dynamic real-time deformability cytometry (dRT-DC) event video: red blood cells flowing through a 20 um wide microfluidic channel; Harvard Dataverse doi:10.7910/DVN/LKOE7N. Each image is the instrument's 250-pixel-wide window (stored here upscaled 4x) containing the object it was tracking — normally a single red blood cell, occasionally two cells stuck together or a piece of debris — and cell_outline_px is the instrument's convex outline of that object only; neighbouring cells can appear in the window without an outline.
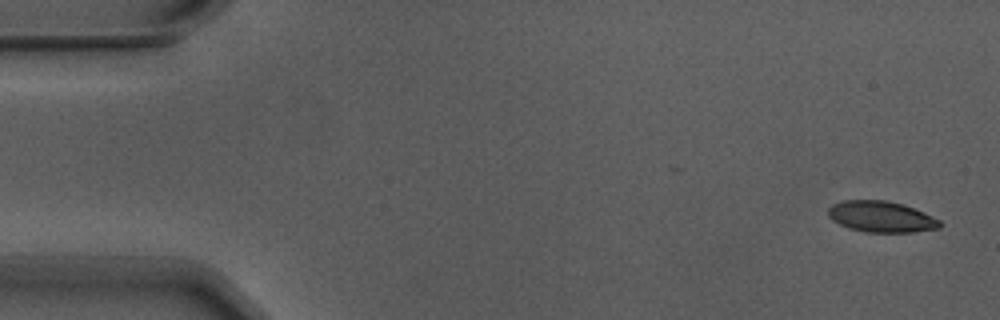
{"species": "Egyptian fruit bat (a non-hibernating species)", "species_latin": "Rousettus aegyptiacus", "temperature_condition": "warm", "stored_images_in_passage": 4, "camera_frame_rate_fps": 3000, "um_per_image_px": 0.085, "animal": {"sex": "male"}, "frame": {"image": 1, "passage_image": 1, "time_ms": 0.0, "image_size_px": [1000, 320], "cell_outline_px": [[944, 224], [940, 228], [912, 232], [864, 232], [848, 228], [832, 220], [828, 216], [828, 208], [832, 204], [844, 200], [884, 200], [904, 204], [924, 212], [940, 220]], "centroid_in_image_um": [74.91, 18.42], "position_along_channel_um": 10.1, "area_um2": 20.4}}
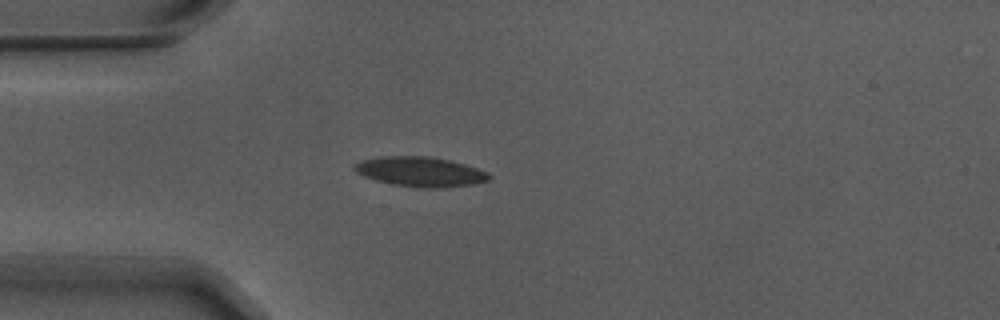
{"frame": {"image": 2, "passage_image": 4, "time_ms": 1.0, "image_size_px": [1000, 320], "cell_outline_px": [[492, 176], [488, 180], [472, 184], [436, 188], [424, 188], [392, 184], [376, 180], [364, 176], [356, 172], [352, 168], [356, 164], [364, 160], [384, 156], [428, 156], [448, 160], [464, 164], [476, 168]], "centroid_in_image_um": [35.7, 14.59], "position_along_channel_um": 49.3, "area_um2": 22.89}}